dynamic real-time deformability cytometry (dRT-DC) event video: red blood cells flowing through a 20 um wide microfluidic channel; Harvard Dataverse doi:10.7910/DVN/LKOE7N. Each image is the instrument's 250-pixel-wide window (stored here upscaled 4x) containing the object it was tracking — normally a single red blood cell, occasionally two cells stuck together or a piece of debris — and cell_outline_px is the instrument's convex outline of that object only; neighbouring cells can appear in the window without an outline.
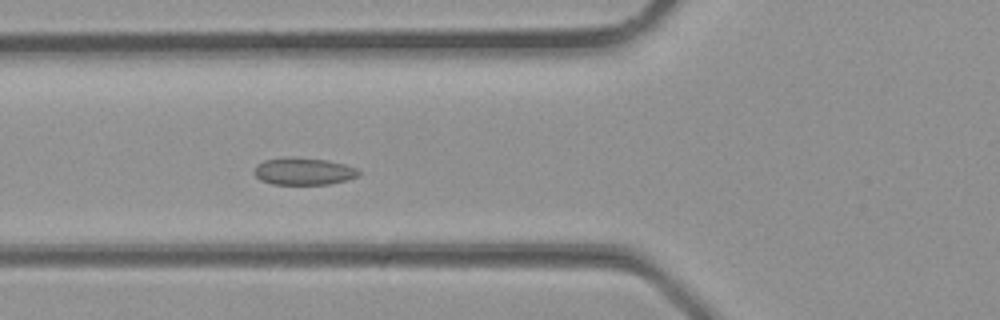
{"species": "common noctule bat (a hibernating species)", "species_latin": "Nyctalus noctula", "temperature_condition": "room temperature", "stored_images_in_passage": 29, "camera_frame_rate_fps": 3000, "um_per_image_px": 0.085, "animal": {"sex": "male", "body_mass_g": 23.1, "forearm_length_mm": 52.7}, "frame": {"image": 1, "passage_image": 8, "time_ms": 2.333, "image_size_px": [1000, 320], "cell_outline_px": [[360, 176], [348, 180], [328, 184], [272, 184], [260, 180], [252, 172], [256, 164], [264, 160], [284, 156], [296, 156], [328, 160], [344, 164], [356, 168], [360, 172]], "centroid_in_image_um": [25.78, 14.54], "position_along_channel_um": 100.0, "area_um2": 16.99}}
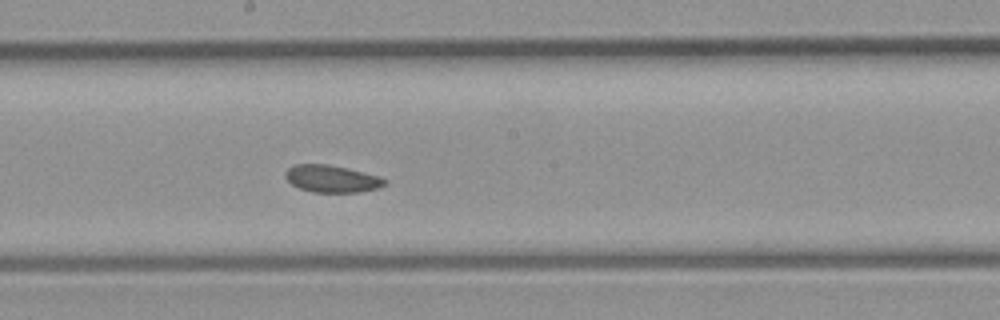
{"frame": {"image": 2, "passage_image": 14, "time_ms": 4.333, "image_size_px": [1000, 320], "cell_outline_px": [[388, 184], [380, 188], [360, 192], [312, 192], [300, 188], [292, 184], [284, 176], [284, 172], [288, 168], [296, 164], [328, 164], [348, 168], [380, 176], [388, 180]], "centroid_in_image_um": [28.25, 15.19], "position_along_channel_um": 219.9, "area_um2": 15.95}}
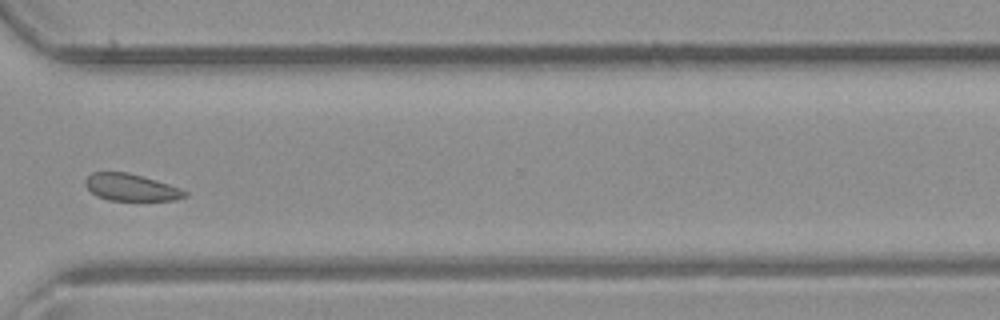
{"frame": {"image": 3, "passage_image": 21, "time_ms": 6.667, "image_size_px": [1000, 320], "cell_outline_px": [[188, 196], [176, 200], [108, 200], [96, 196], [84, 184], [84, 180], [92, 172], [128, 172], [156, 180], [180, 188], [188, 192]], "centroid_in_image_um": [11.14, 15.93], "position_along_channel_um": 359.5, "area_um2": 15.66}}